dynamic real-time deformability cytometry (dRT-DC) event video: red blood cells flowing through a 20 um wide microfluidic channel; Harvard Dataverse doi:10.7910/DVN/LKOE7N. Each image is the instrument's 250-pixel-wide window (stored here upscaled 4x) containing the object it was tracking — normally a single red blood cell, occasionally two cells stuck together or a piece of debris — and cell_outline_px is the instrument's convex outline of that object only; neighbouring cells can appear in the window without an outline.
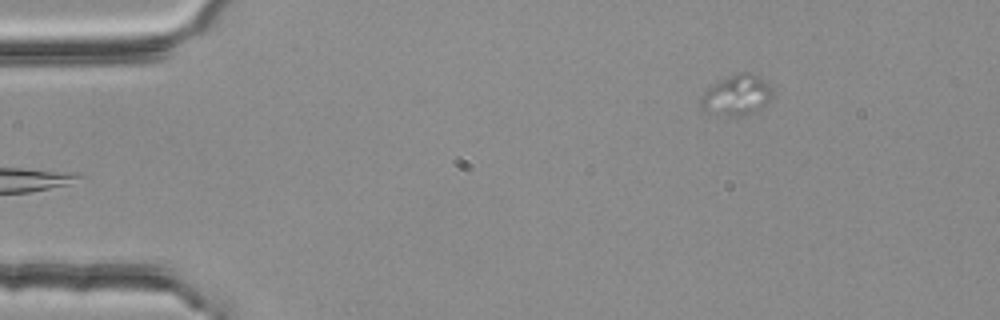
{"species": "common noctule bat (a hibernating species)", "species_latin": "Nyctalus noctula", "temperature_condition": "room temperature", "stored_images_in_passage": 5, "segment_of_instrument_passage": [2, 2], "camera_frame_rate_fps": 3000, "um_per_image_px": 0.085, "animal": {"sex": "female", "body_mass_g": 25.1}, "frame": {"image": 1, "passage_image": 5, "time_ms": 1.333, "image_size_px": [1000, 320], "cell_outline_px": [[772, 96], [760, 108], [736, 116], [716, 116], [704, 112], [700, 108], [700, 96], [712, 84], [736, 72], [752, 72], [764, 80], [772, 88]], "centroid_in_image_um": [62.54, 8.08], "position_along_channel_um": 22.5, "area_um2": 16.99}}